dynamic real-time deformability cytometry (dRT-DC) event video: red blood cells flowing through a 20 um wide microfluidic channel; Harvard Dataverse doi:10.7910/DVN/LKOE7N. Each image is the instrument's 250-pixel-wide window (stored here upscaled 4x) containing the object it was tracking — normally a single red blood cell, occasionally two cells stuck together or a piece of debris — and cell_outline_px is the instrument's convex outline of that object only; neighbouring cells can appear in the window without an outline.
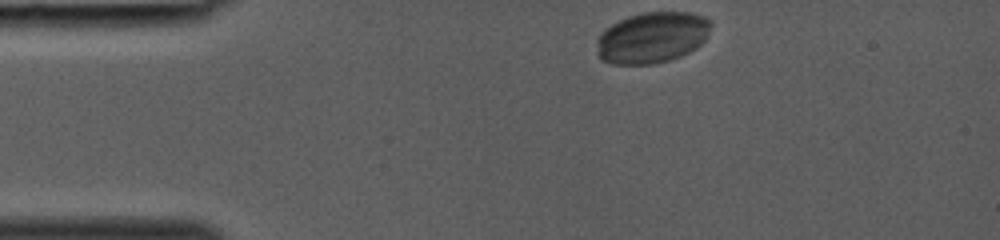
{"species": "common noctule bat (a hibernating species)", "species_latin": "Nyctalus noctula", "temperature_condition": "room temperature", "stored_images_in_passage": 14, "camera_frame_rate_fps": 3000, "um_per_image_px": 0.085, "animal": {"sex": "female", "body_mass_g": 19.0, "forearm_length_mm": 53.3}, "frame": {"image": 1, "passage_image": 1, "time_ms": 0.0, "image_size_px": [1000, 240], "cell_outline_px": [[712, 24], [704, 40], [696, 48], [680, 56], [668, 60], [652, 64], [612, 64], [600, 60], [596, 52], [596, 40], [600, 32], [604, 28], [628, 16], [644, 12], [688, 12], [704, 16], [712, 20]], "centroid_in_image_um": [55.39, 3.19], "position_along_channel_um": 29.6, "area_um2": 34.28}}